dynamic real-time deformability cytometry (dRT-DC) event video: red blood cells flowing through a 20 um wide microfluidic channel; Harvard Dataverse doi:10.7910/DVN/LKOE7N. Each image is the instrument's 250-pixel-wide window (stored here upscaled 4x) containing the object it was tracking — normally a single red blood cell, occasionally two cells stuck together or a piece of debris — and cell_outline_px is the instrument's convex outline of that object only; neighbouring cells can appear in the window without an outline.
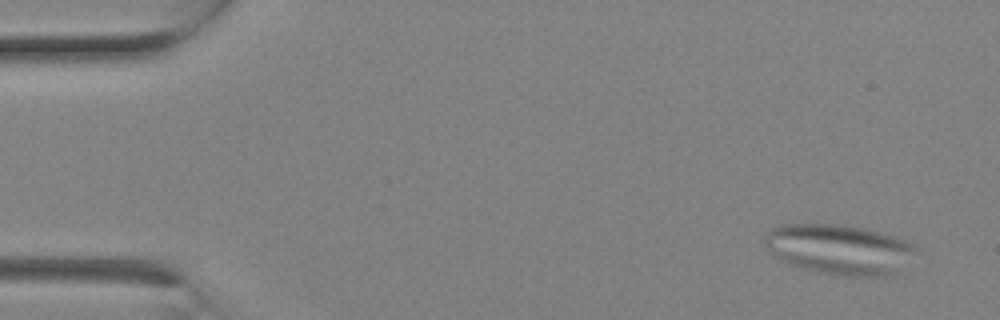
{"species": "Egyptian fruit bat (a non-hibernating species)", "species_latin": "Rousettus aegyptiacus", "temperature_condition": "room temperature", "stored_images_in_passage": 2, "camera_frame_rate_fps": 3000, "um_per_image_px": 0.085, "animal": {"sex": "female"}, "frame": {"image": 1, "passage_image": 1, "time_ms": 0.0, "image_size_px": [1000, 320], "cell_outline_px": [[920, 248], [896, 272], [884, 276], [836, 276], [804, 268], [792, 264], [776, 256], [764, 244], [764, 232], [772, 228], [784, 224], [836, 224], [864, 228], [880, 232], [904, 240]], "centroid_in_image_um": [71.33, 21.18], "position_along_channel_um": 13.7, "area_um2": 43.75}}